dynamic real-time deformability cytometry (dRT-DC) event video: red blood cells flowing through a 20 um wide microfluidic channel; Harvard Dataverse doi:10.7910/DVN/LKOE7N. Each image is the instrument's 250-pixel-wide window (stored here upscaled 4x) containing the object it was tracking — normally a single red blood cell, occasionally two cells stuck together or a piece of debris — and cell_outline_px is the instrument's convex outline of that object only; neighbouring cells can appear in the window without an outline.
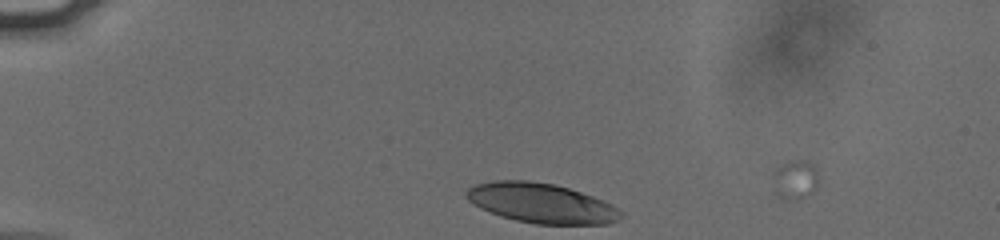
{"species": "human", "species_latin": "Homo sapiens", "temperature_condition": "cold", "stored_images_in_passage": 8, "camera_frame_rate_fps": 3000, "um_per_image_px": 0.085, "donor": {"sex": "male"}, "frame": {"image": 1, "passage_image": 3, "time_ms": 0.667, "image_size_px": [1000, 240], "cell_outline_px": [[624, 216], [608, 224], [536, 224], [516, 220], [500, 216], [480, 208], [472, 204], [464, 196], [464, 192], [468, 188], [476, 184], [496, 180], [528, 180], [552, 184], [568, 188], [592, 196], [612, 204], [620, 208], [624, 212]], "centroid_in_image_um": [46.0, 17.27], "position_along_channel_um": 39.0, "area_um2": 35.95}}